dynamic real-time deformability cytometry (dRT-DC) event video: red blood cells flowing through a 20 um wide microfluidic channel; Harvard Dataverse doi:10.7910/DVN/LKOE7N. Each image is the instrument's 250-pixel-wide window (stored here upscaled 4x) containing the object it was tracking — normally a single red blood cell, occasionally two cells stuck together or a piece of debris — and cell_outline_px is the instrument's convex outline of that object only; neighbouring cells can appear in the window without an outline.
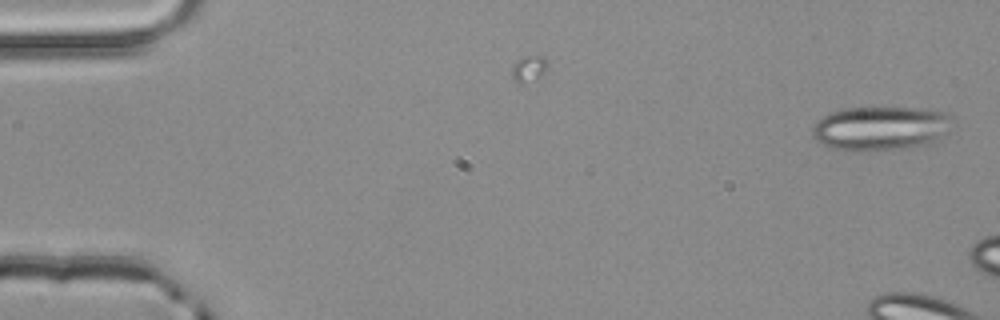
{"species": "common noctule bat (a hibernating species)", "species_latin": "Nyctalus noctula", "temperature_condition": "room temperature", "stored_images_in_passage": 2, "camera_frame_rate_fps": 3000, "um_per_image_px": 0.085, "animal": {"sex": "male", "body_mass_g": 20.4}, "frame": {"image": 1, "passage_image": 2, "time_ms": 0.333, "image_size_px": [1000, 320], "cell_outline_px": [[952, 116], [948, 132], [932, 144], [904, 148], [864, 152], [848, 152], [832, 148], [816, 140], [812, 136], [812, 128], [828, 112], [844, 108], [912, 108], [940, 112]], "centroid_in_image_um": [74.82, 10.94], "position_along_channel_um": 10.2, "area_um2": 36.18}}